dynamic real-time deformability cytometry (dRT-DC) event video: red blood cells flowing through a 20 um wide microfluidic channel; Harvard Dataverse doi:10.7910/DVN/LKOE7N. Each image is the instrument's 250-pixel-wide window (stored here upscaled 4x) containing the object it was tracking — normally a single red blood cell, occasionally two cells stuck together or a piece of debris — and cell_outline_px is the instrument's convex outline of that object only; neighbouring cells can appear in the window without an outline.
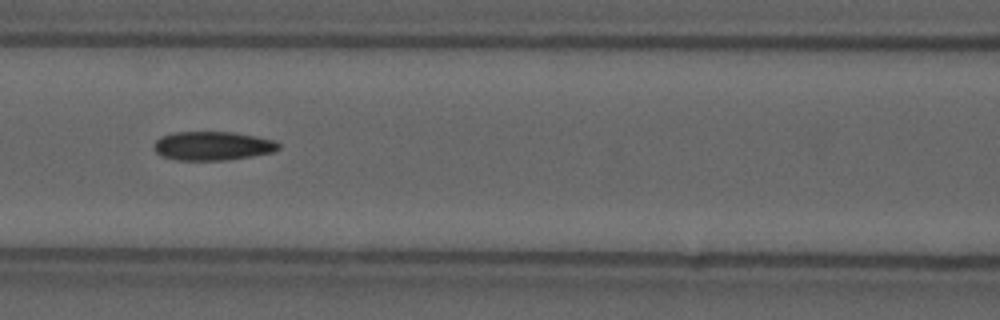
{"species": "common noctule bat (a hibernating species)", "species_latin": "Nyctalus noctula", "temperature_condition": "cold", "stored_images_in_passage": 9, "camera_frame_rate_fps": 3000, "um_per_image_px": 0.085, "animal": {"sex": "male", "forearm_length_mm": 52.5}, "frame": {"image": 1, "passage_image": 7, "time_ms": 2.0, "image_size_px": [1000, 320], "cell_outline_px": [[280, 148], [272, 152], [252, 156], [228, 160], [176, 160], [160, 156], [152, 148], [152, 144], [160, 136], [176, 132], [232, 132], [256, 136], [276, 140], [280, 144]], "centroid_in_image_um": [18.04, 12.4], "position_along_channel_um": 148.6, "area_um2": 21.21}}